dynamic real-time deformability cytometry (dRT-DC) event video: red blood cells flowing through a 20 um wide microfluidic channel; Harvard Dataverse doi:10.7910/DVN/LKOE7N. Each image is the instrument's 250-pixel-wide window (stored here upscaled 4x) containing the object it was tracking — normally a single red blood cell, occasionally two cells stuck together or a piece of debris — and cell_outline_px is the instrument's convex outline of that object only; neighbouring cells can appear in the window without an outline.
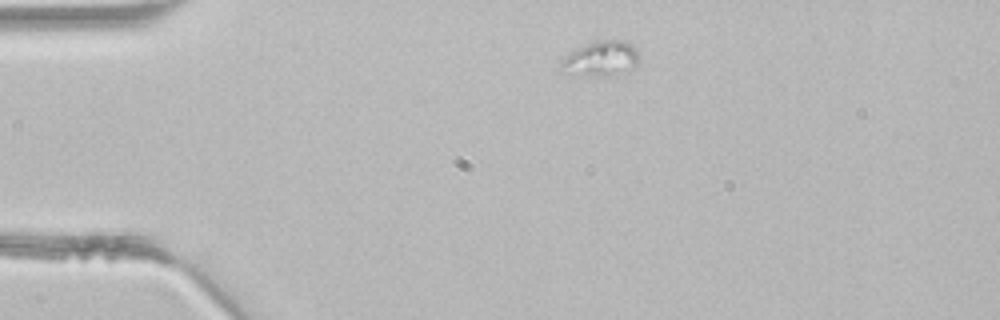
{"species": "common noctule bat (a hibernating species)", "species_latin": "Nyctalus noctula", "temperature_condition": "room temperature", "stored_images_in_passage": 3, "segment_of_instrument_passage": [2, 2], "camera_frame_rate_fps": 3000, "um_per_image_px": 0.085, "animal": {"sex": "male", "body_mass_g": 21.5, "forearm_length_mm": 52.0}, "frame": {"image": 1, "passage_image": 3, "time_ms": 0.667, "image_size_px": [1000, 320], "cell_outline_px": [[640, 60], [628, 72], [580, 76], [560, 72], [560, 60], [564, 56], [576, 48], [596, 40], [624, 40], [632, 44], [640, 52]], "centroid_in_image_um": [51.06, 4.97], "position_along_channel_um": 33.9, "area_um2": 16.24}}